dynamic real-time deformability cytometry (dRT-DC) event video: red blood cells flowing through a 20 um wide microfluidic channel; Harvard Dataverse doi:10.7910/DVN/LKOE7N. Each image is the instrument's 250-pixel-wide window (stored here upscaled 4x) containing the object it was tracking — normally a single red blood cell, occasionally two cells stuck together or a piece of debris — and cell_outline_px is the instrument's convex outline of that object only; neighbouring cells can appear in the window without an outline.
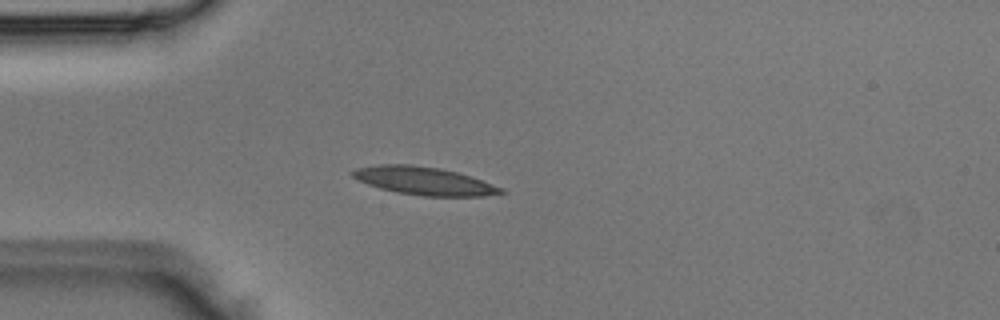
{"species": "Egyptian fruit bat (a non-hibernating species)", "species_latin": "Rousettus aegyptiacus", "temperature_condition": "room temperature", "stored_images_in_passage": 3, "camera_frame_rate_fps": 3000, "um_per_image_px": 0.085, "animal": {"sex": "male"}, "frame": {"image": 1, "passage_image": 3, "time_ms": 0.667, "image_size_px": [1000, 320], "cell_outline_px": [[508, 192], [484, 196], [424, 196], [396, 192], [380, 188], [368, 184], [352, 176], [348, 172], [356, 168], [380, 164], [408, 164], [440, 168], [472, 176], [504, 188]], "centroid_in_image_um": [36.07, 15.37], "position_along_channel_um": 48.9, "area_um2": 24.28}}